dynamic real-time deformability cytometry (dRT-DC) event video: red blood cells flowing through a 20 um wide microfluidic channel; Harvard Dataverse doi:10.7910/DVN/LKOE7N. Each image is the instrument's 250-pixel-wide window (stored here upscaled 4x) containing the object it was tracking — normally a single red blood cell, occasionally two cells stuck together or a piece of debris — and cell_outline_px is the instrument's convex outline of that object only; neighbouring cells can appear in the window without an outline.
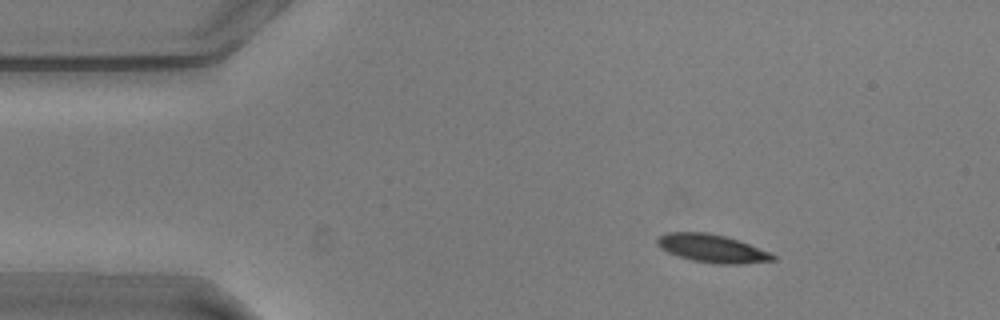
{"species": "common noctule bat (a hibernating species)", "species_latin": "Nyctalus noctula", "temperature_condition": "warm", "stored_images_in_passage": 50, "camera_frame_rate_fps": 3000, "um_per_image_px": 0.085, "animal": {"sex": "male", "body_mass_g": 20.5, "forearm_length_mm": 52.5}, "frame": {"image": 1, "passage_image": 1, "time_ms": 0.0, "image_size_px": [1000, 320], "cell_outline_px": [[776, 260], [744, 264], [716, 264], [692, 260], [668, 252], [660, 248], [656, 244], [656, 240], [664, 232], [708, 232], [724, 236], [748, 244], [768, 252], [776, 256]], "centroid_in_image_um": [60.5, 21.12], "position_along_channel_um": 24.5, "area_um2": 18.79}}
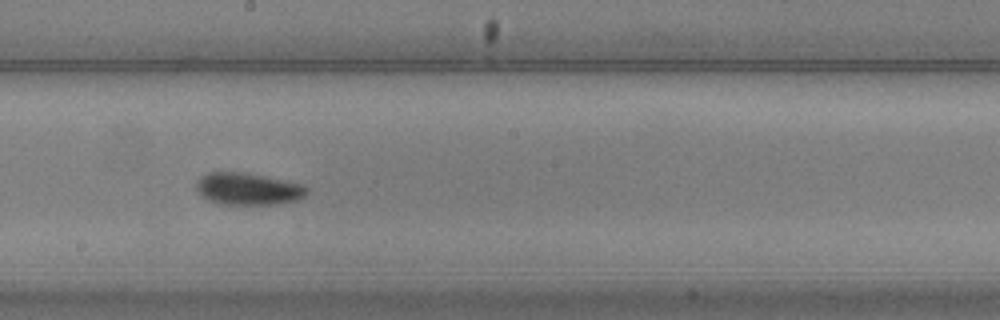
{"frame": {"image": 2, "passage_image": 23, "time_ms": 7.333, "image_size_px": [1000, 320], "cell_outline_px": [[308, 192], [304, 196], [296, 200], [280, 204], [220, 204], [208, 200], [196, 188], [196, 184], [208, 172], [240, 172], [304, 184], [308, 188]], "centroid_in_image_um": [21.13, 16.07], "position_along_channel_um": 227.1, "area_um2": 20.29}}
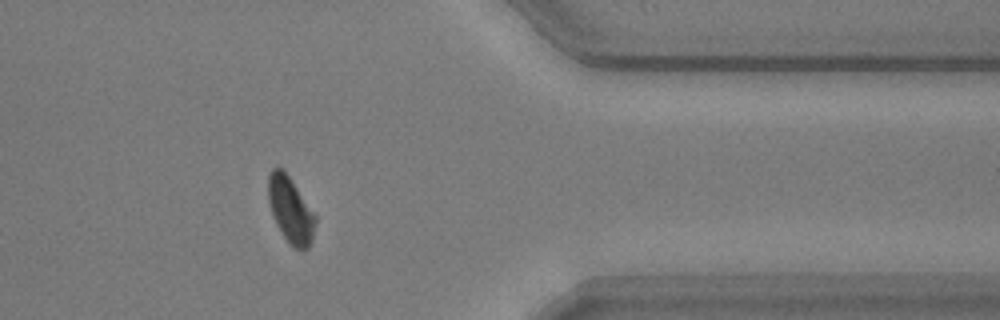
{"frame": {"image": 3, "passage_image": 38, "time_ms": 12.333, "image_size_px": [1000, 320], "cell_outline_px": [[316, 224], [312, 240], [308, 248], [304, 252], [296, 248], [284, 236], [276, 224], [268, 200], [268, 176], [272, 168], [284, 168], [316, 216]], "centroid_in_image_um": [24.7, 17.83], "position_along_channel_um": 386.7, "area_um2": 18.03}, "authors_computed_cell_mechanics": {"area_um2": 19.3052, "velocity_mm_per_s": 3.5827, "shape_relaxation_time_tau1_ms": 2.5701, "shape_relaxation_time_tau2_ms": 4.5667, "deformation_change_tau1": 0.1011, "deformation_change_tau2": 0.0733}}